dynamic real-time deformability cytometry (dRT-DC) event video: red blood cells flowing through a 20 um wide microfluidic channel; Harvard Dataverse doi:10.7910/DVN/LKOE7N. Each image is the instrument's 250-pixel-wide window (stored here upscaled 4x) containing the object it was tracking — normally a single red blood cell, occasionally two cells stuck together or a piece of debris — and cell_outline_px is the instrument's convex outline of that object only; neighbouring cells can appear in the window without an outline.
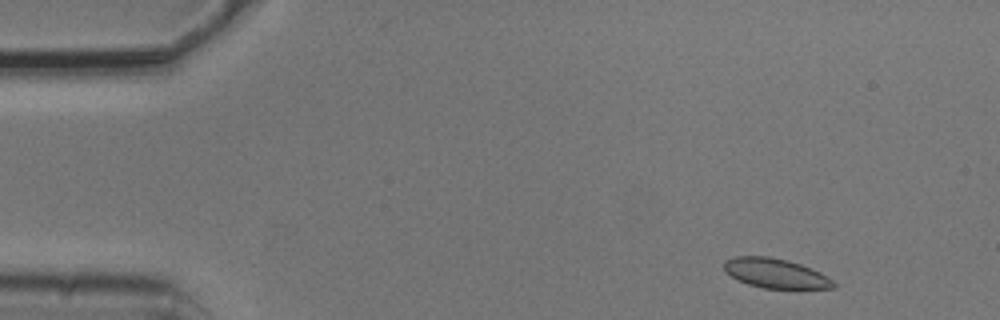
{"species": "common noctule bat (a hibernating species)", "species_latin": "Nyctalus noctula", "temperature_condition": "cold", "stored_images_in_passage": 3, "camera_frame_rate_fps": 3000, "um_per_image_px": 0.085, "animal": {"sex": "male", "body_mass_g": 20.5, "forearm_length_mm": 52.5}, "frame": {"image": 1, "passage_image": 1, "time_ms": 0.0, "image_size_px": [1000, 320], "cell_outline_px": [[836, 288], [764, 288], [748, 284], [732, 276], [724, 268], [724, 260], [732, 256], [768, 256], [788, 260], [812, 268], [820, 272], [832, 280], [836, 284]], "centroid_in_image_um": [65.93, 23.21], "position_along_channel_um": 19.1, "area_um2": 18.73}}